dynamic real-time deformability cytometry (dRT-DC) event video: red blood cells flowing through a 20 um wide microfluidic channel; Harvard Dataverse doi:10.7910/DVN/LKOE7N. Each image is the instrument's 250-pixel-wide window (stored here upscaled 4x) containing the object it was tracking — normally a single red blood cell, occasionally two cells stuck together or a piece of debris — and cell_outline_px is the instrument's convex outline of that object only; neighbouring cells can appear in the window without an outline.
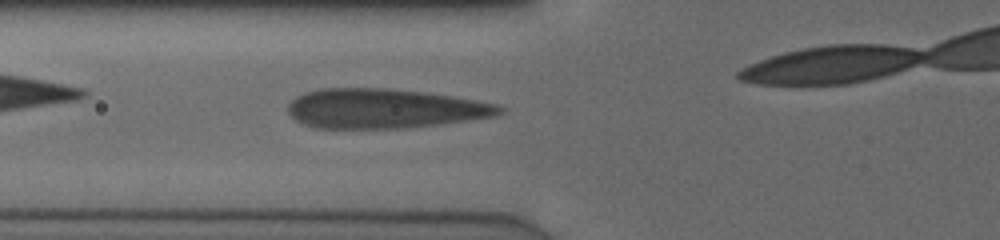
{"species": "human", "species_latin": "Homo sapiens", "temperature_condition": "cold", "stored_images_in_passage": 39, "camera_frame_rate_fps": 3000, "um_per_image_px": 0.085, "donor": {"sex": "male"}, "frame": {"image": 1, "passage_image": 13, "time_ms": 4.0, "image_size_px": [1000, 240], "cell_outline_px": [[504, 112], [496, 116], [468, 120], [400, 128], [316, 128], [304, 124], [296, 120], [288, 112], [288, 104], [296, 96], [304, 92], [324, 88], [384, 88], [420, 92], [448, 96], [496, 104], [504, 108]], "centroid_in_image_um": [32.61, 9.23], "position_along_channel_um": 93.2, "area_um2": 48.15}}
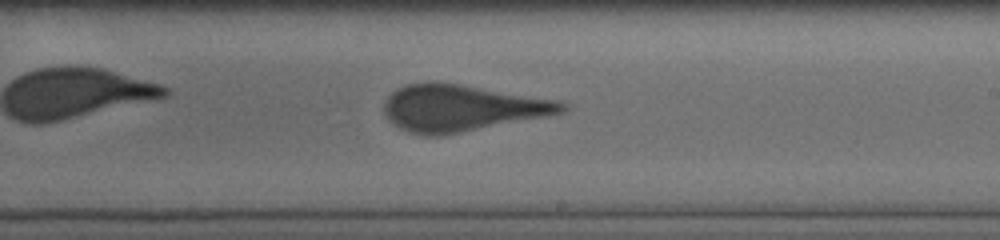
{"frame": {"image": 2, "passage_image": 25, "time_ms": 8.0, "image_size_px": [1000, 240], "cell_outline_px": [[568, 108], [564, 112], [544, 116], [436, 136], [428, 136], [412, 132], [400, 128], [384, 112], [384, 104], [388, 96], [396, 88], [408, 84], [460, 84], [560, 100], [568, 104]], "centroid_in_image_um": [39.28, 9.17], "position_along_channel_um": 249.7, "area_um2": 46.88}}
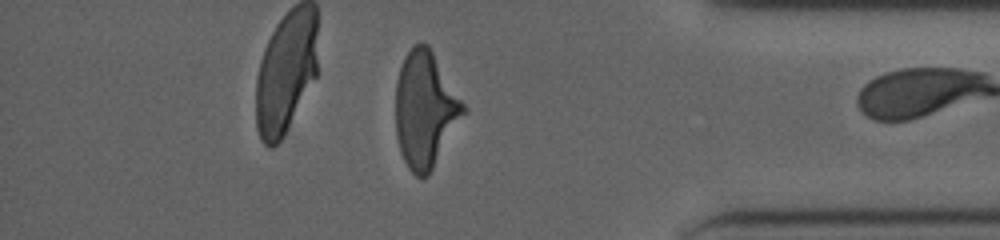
{"frame": {"image": 3, "passage_image": 38, "time_ms": 12.333, "image_size_px": [1000, 240], "cell_outline_px": [[468, 108], [428, 176], [416, 176], [408, 168], [400, 152], [396, 136], [396, 80], [404, 56], [420, 40], [428, 44]], "centroid_in_image_um": [36.14, 9.29], "position_along_channel_um": 399.1, "area_um2": 45.78}}